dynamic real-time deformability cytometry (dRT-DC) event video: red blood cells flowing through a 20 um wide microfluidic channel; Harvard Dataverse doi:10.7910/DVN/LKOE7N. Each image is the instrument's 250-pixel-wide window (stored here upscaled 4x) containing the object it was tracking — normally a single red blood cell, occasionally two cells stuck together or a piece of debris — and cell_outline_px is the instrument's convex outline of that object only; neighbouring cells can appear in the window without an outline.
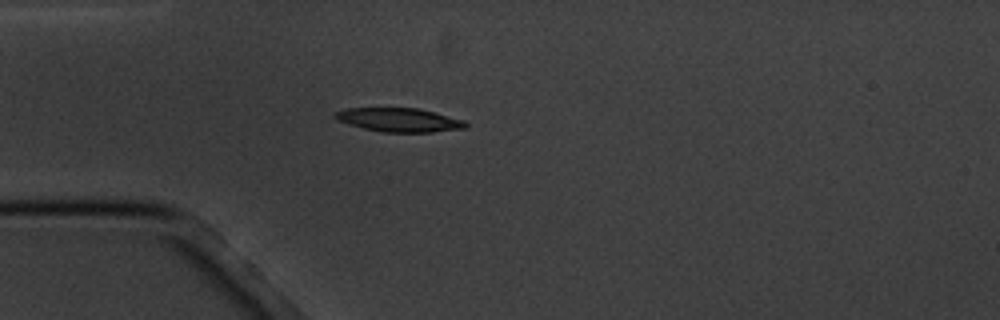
{"species": "common noctule bat (a hibernating species)", "species_latin": "Nyctalus noctula", "temperature_condition": "cold", "stored_images_in_passage": 4, "camera_frame_rate_fps": 3000, "um_per_image_px": 0.085, "animal": {"sex": "male", "body_mass_g": 20.1, "forearm_length_mm": 53.5}, "frame": {"image": 1, "passage_image": 4, "time_ms": 3.333, "image_size_px": [1000, 320], "cell_outline_px": [[468, 128], [432, 132], [380, 132], [348, 124], [336, 120], [332, 116], [332, 112], [348, 108], [416, 108], [464, 120], [468, 124]], "centroid_in_image_um": [33.88, 10.19], "position_along_channel_um": 51.1, "area_um2": 18.15}}